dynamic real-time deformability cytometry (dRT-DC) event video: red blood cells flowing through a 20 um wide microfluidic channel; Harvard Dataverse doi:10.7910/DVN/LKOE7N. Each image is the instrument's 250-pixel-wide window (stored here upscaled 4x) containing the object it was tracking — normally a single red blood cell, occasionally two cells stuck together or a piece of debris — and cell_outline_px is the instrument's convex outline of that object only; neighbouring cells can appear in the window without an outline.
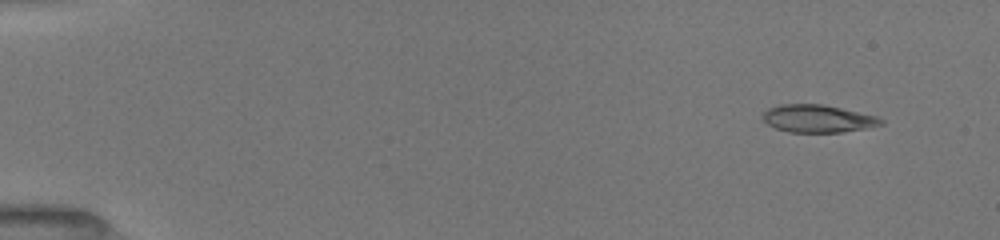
{"species": "common noctule bat (a hibernating species)", "species_latin": "Nyctalus noctula", "temperature_condition": "room temperature", "stored_images_in_passage": 12, "camera_frame_rate_fps": 3000, "um_per_image_px": 0.085, "animal": {"sex": "female", "body_mass_g": 19.5, "forearm_length_mm": 54.1}, "frame": {"image": 1, "passage_image": 2, "time_ms": 1.0, "image_size_px": [1000, 240], "cell_outline_px": [[884, 124], [844, 132], [788, 132], [776, 128], [768, 124], [760, 116], [768, 108], [780, 104], [824, 104], [876, 116], [884, 120]], "centroid_in_image_um": [69.49, 10.08], "position_along_channel_um": 15.5, "area_um2": 19.02}}
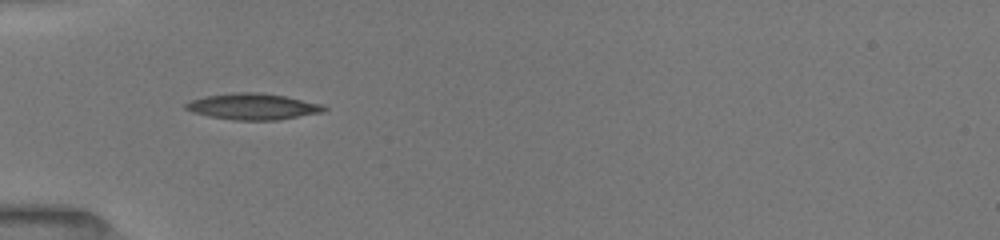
{"frame": {"image": 2, "passage_image": 8, "time_ms": 5.333, "image_size_px": [1000, 240], "cell_outline_px": [[328, 108], [324, 112], [276, 120], [232, 120], [208, 116], [192, 112], [184, 108], [184, 104], [192, 100], [204, 96], [232, 92], [256, 92], [284, 96], [324, 104]], "centroid_in_image_um": [21.49, 9.05], "position_along_channel_um": 63.5, "area_um2": 21.21}}
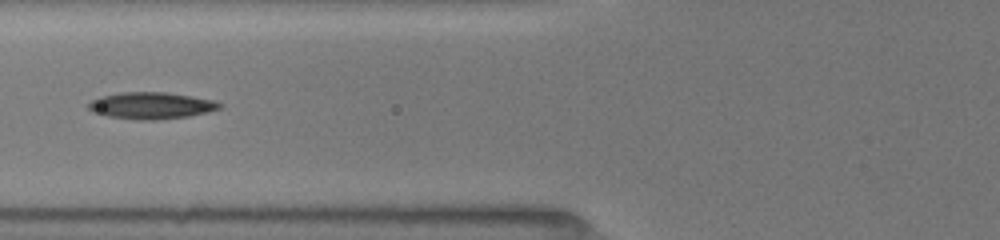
{"frame": {"image": 3, "passage_image": 11, "time_ms": 6.667, "image_size_px": [1000, 240], "cell_outline_px": [[224, 104], [220, 108], [208, 112], [188, 116], [156, 120], [136, 120], [108, 116], [92, 112], [88, 108], [88, 104], [92, 100], [100, 96], [120, 92], [164, 92], [192, 96], [216, 100]], "centroid_in_image_um": [12.87, 8.97], "position_along_channel_um": 112.9, "area_um2": 20.58}}